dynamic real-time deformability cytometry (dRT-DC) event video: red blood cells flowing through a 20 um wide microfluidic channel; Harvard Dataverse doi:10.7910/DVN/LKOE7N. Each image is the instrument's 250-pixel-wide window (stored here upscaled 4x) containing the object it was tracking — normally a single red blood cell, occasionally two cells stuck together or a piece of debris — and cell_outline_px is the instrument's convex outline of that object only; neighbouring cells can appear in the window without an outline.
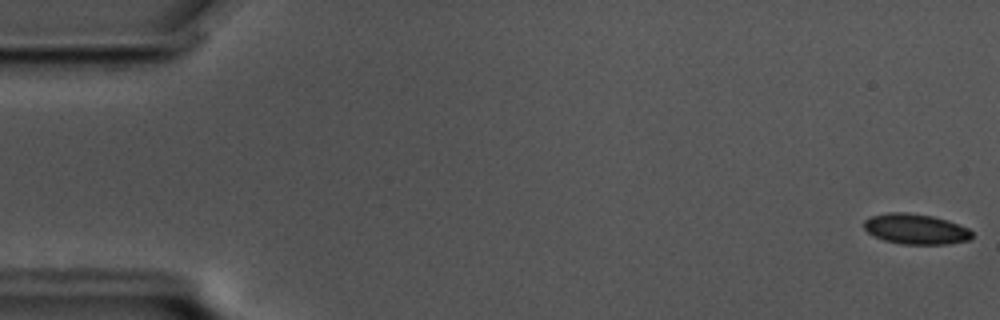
{"species": "common noctule bat (a hibernating species)", "species_latin": "Nyctalus noctula", "temperature_condition": "cold", "stored_images_in_passage": 58, "camera_frame_rate_fps": 3000, "um_per_image_px": 0.085, "animal": {"sex": "male", "body_mass_g": 17.5, "forearm_length_mm": 52.3}, "frame": {"image": 1, "passage_image": 1, "time_ms": 0.0, "image_size_px": [1000, 320], "cell_outline_px": [[972, 236], [968, 240], [944, 244], [900, 244], [884, 240], [868, 232], [864, 228], [864, 220], [872, 216], [888, 212], [908, 212], [932, 216], [948, 220], [968, 228], [972, 232]], "centroid_in_image_um": [77.83, 19.46], "position_along_channel_um": 7.2, "area_um2": 19.02}}
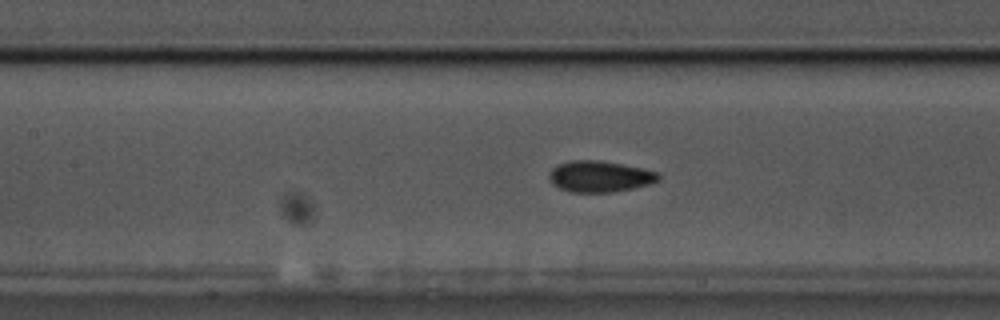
{"frame": {"image": 2, "passage_image": 26, "time_ms": 8.333, "image_size_px": [1000, 320], "cell_outline_px": [[660, 180], [648, 184], [632, 188], [612, 192], [572, 192], [560, 188], [552, 184], [548, 176], [552, 168], [556, 164], [572, 160], [600, 160], [640, 168], [656, 172], [660, 176]], "centroid_in_image_um": [50.93, 14.99], "position_along_channel_um": 156.5, "area_um2": 19.71}}
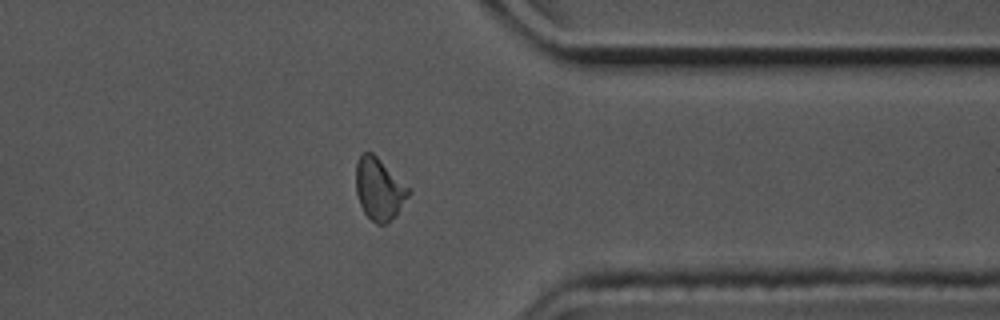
{"frame": {"image": 3, "passage_image": 46, "time_ms": 15.0, "image_size_px": [1000, 320], "cell_outline_px": [[412, 192], [396, 216], [384, 224], [376, 224], [364, 212], [360, 204], [356, 192], [356, 164], [360, 152], [372, 152]], "centroid_in_image_um": [32.21, 16.08], "position_along_channel_um": 379.2, "area_um2": 18.79}, "authors_computed_cell_mechanics": {"area_um2": 19.1607, "velocity_mm_per_s": 3.4617, "shape_relaxation_time_tau1_ms": 6.7236, "shape_relaxation_time_tau2_ms": 1.7106, "deformation_change_tau1": 0.1054, "deformation_change_tau2": 0.057}}